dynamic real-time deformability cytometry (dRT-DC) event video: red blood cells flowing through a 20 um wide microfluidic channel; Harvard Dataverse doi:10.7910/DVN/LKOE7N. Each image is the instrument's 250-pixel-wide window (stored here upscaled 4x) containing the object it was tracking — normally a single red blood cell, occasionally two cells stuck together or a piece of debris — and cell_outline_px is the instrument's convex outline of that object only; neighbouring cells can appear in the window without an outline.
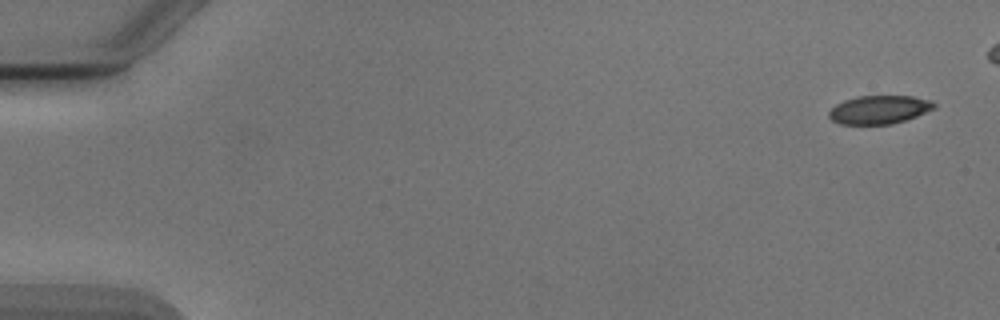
{"species": "Egyptian fruit bat (a non-hibernating species)", "species_latin": "Rousettus aegyptiacus", "temperature_condition": "cold", "stored_images_in_passage": 47, "camera_frame_rate_fps": 3000, "um_per_image_px": 0.085, "animal": {"sex": "male"}, "frame": {"image": 1, "passage_image": 1, "time_ms": 0.0, "image_size_px": [1000, 320], "cell_outline_px": [[936, 108], [916, 116], [892, 124], [840, 124], [832, 120], [828, 116], [828, 112], [836, 104], [844, 100], [860, 96], [912, 96], [932, 100], [936, 104]], "centroid_in_image_um": [74.75, 9.32], "position_along_channel_um": 10.3, "area_um2": 17.4}}
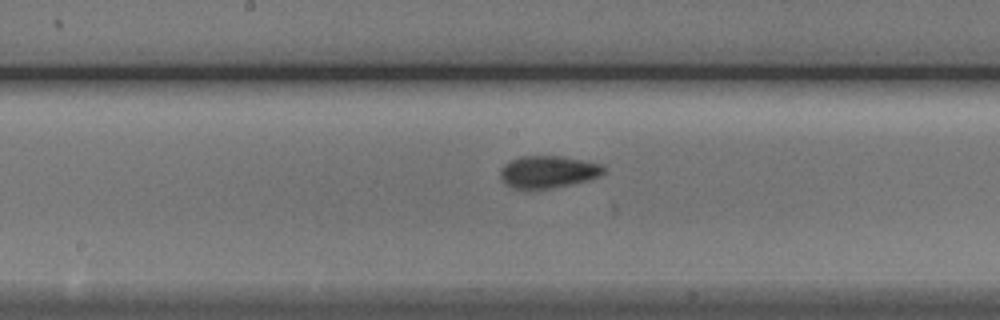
{"frame": {"image": 2, "passage_image": 27, "time_ms": 8.667, "image_size_px": [1000, 320], "cell_outline_px": [[604, 172], [600, 176], [588, 180], [552, 188], [516, 188], [504, 184], [500, 176], [500, 168], [504, 164], [520, 156], [560, 156], [584, 160], [600, 164], [604, 168]], "centroid_in_image_um": [46.57, 14.59], "position_along_channel_um": 201.6, "area_um2": 19.25}}
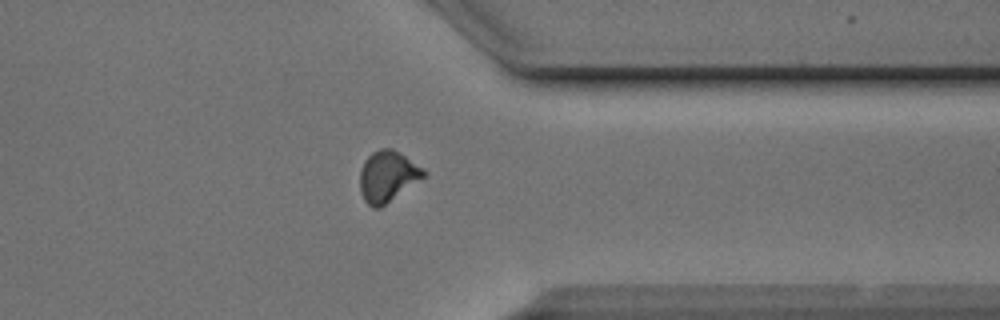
{"frame": {"image": 3, "passage_image": 41, "time_ms": 13.333, "image_size_px": [1000, 320], "cell_outline_px": [[428, 176], [380, 208], [372, 208], [364, 200], [360, 188], [360, 172], [364, 160], [372, 152], [380, 148], [392, 148], [400, 152], [424, 168], [428, 172]], "centroid_in_image_um": [32.99, 14.98], "position_along_channel_um": 378.4, "area_um2": 19.36}}